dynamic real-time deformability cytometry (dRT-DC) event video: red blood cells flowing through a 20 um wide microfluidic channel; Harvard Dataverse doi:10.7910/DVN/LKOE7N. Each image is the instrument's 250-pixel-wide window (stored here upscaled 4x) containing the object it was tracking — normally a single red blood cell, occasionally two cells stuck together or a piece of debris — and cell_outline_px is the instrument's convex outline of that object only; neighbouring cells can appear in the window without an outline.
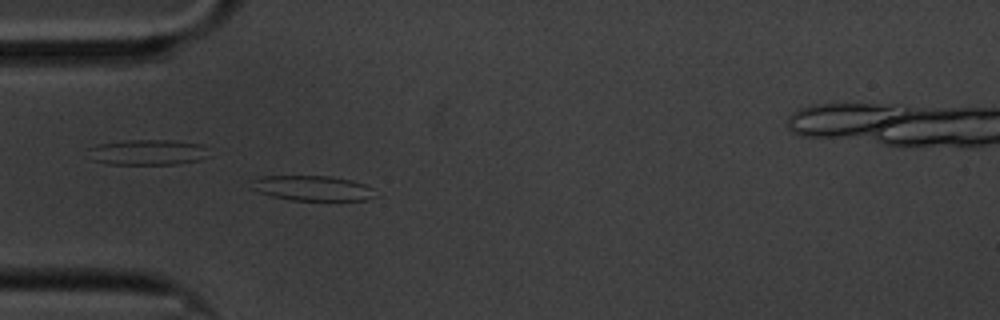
{"species": "common noctule bat (a hibernating species)", "species_latin": "Nyctalus noctula", "temperature_condition": "cold", "stored_images_in_passage": 44, "camera_frame_rate_fps": 3000, "um_per_image_px": 0.085, "animal": {"sex": "male", "body_mass_g": 20.1, "forearm_length_mm": 53.5}, "frame": {"image": 1, "passage_image": 1, "time_ms": 0.0, "image_size_px": [1000, 320], "cell_outline_px": [[380, 196], [368, 200], [292, 200], [272, 196], [248, 188], [252, 180], [264, 176], [328, 176], [352, 180], [364, 184], [372, 188]], "centroid_in_image_um": [26.59, 16.0], "position_along_channel_um": 58.4, "area_um2": 18.26}}
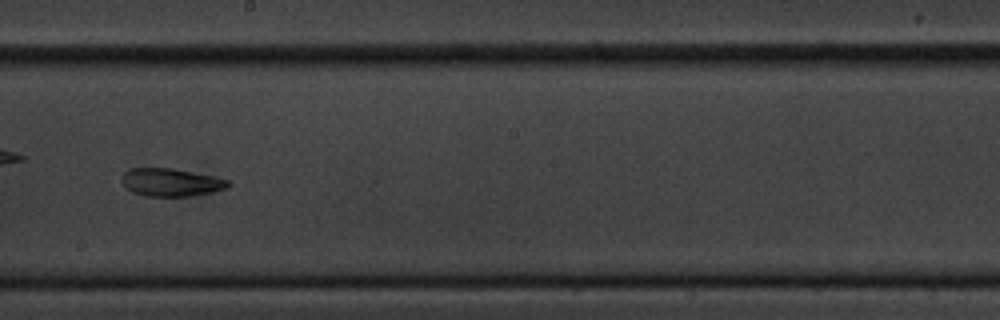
{"frame": {"image": 2, "passage_image": 17, "time_ms": 5.333, "image_size_px": [1000, 320], "cell_outline_px": [[232, 184], [228, 188], [212, 192], [192, 196], [144, 196], [132, 192], [124, 188], [120, 180], [124, 172], [128, 168], [172, 168], [216, 176], [232, 180]], "centroid_in_image_um": [14.55, 15.5], "position_along_channel_um": 233.6, "area_um2": 17.8}}
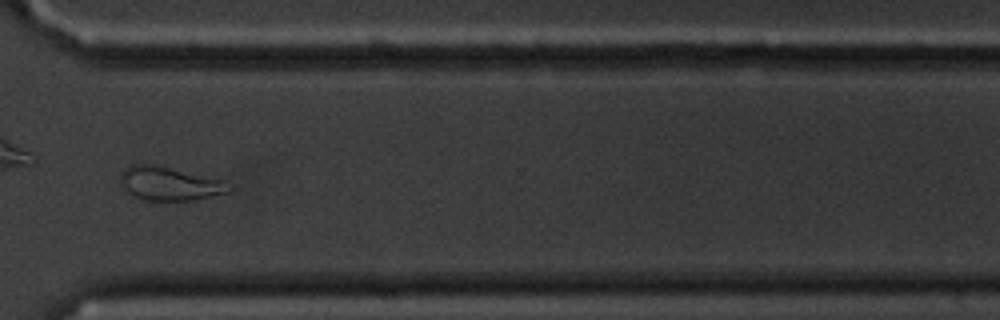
{"frame": {"image": 3, "passage_image": 28, "time_ms": 9.0, "image_size_px": [1000, 320], "cell_outline_px": [[232, 188], [228, 192], [196, 200], [144, 200], [132, 196], [120, 184], [120, 176], [124, 168], [132, 164], [152, 164], [224, 180]], "centroid_in_image_um": [14.38, 15.61], "position_along_channel_um": 356.2, "area_um2": 21.21}, "authors_computed_cell_mechanics": {"area_um2": 18.2648, "velocity_mm_per_s": 3.3414, "shape_relaxation_time_tau1_ms": null, "shape_relaxation_time_tau2_ms": 6.6412, "deformation_change_tau1": null, "deformation_change_tau2": 0.1341}}